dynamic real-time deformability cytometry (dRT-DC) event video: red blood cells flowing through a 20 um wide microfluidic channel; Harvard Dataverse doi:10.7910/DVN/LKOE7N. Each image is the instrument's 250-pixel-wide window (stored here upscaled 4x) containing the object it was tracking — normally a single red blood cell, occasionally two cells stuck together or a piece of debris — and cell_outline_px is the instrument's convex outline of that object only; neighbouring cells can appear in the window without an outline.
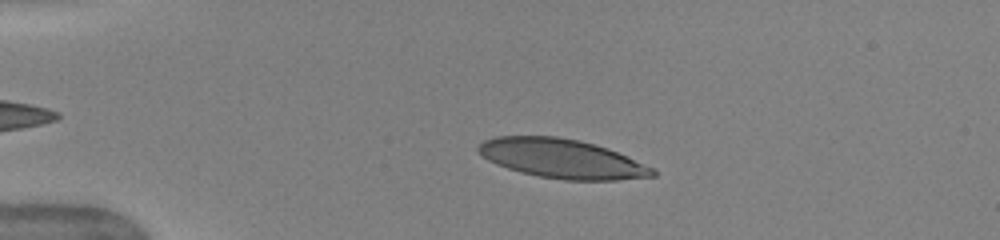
{"species": "human", "species_latin": "Homo sapiens", "temperature_condition": "warm", "stored_images_in_passage": 42, "camera_frame_rate_fps": 3000, "um_per_image_px": 0.085, "donor": {"sex": "female"}, "frame": {"image": 1, "passage_image": 10, "time_ms": 3.0, "image_size_px": [1000, 240], "cell_outline_px": [[656, 176], [616, 180], [564, 180], [540, 176], [520, 172], [496, 164], [488, 160], [476, 148], [484, 140], [496, 136], [556, 136], [580, 140], [608, 148], [656, 168]], "centroid_in_image_um": [47.8, 13.48], "position_along_channel_um": 37.2, "area_um2": 39.82}}
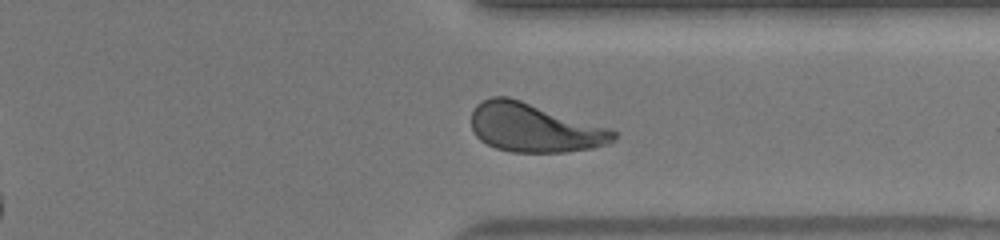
{"frame": {"image": 2, "passage_image": 38, "time_ms": 12.333, "image_size_px": [1000, 240], "cell_outline_px": [[616, 136], [608, 144], [592, 148], [564, 152], [512, 152], [496, 148], [480, 140], [476, 136], [472, 128], [472, 112], [476, 104], [492, 96], [508, 96], [608, 128], [616, 132]], "centroid_in_image_um": [45.37, 10.86], "position_along_channel_um": 366.0, "area_um2": 40.0}}
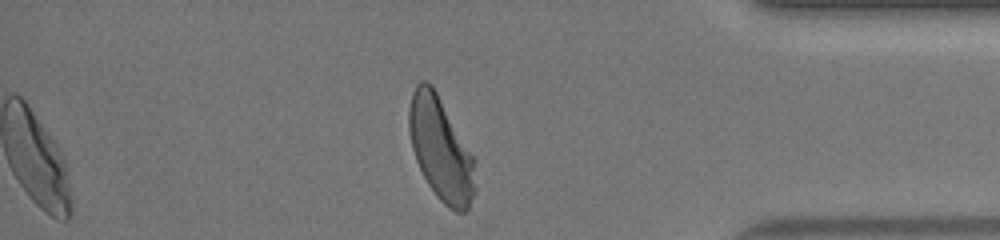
{"frame": {"image": 3, "passage_image": 42, "time_ms": 13.667, "image_size_px": [1000, 240], "cell_outline_px": [[476, 188], [468, 208], [464, 212], [456, 212], [448, 208], [436, 196], [428, 184], [416, 160], [412, 148], [408, 128], [408, 108], [412, 92], [416, 84], [420, 80], [428, 80], [432, 84], [476, 160]], "centroid_in_image_um": [37.47, 12.66], "position_along_channel_um": 397.7, "area_um2": 40.17}, "authors_computed_cell_mechanics": {"area_um2": 40.1132, "velocity_mm_per_s": 4.0401, "shape_relaxation_time_tau1_ms": 3.9317, "shape_relaxation_time_tau2_ms": 0.7833, "deformation_change_tau1": 0.1908, "deformation_change_tau2": 0.0857}}